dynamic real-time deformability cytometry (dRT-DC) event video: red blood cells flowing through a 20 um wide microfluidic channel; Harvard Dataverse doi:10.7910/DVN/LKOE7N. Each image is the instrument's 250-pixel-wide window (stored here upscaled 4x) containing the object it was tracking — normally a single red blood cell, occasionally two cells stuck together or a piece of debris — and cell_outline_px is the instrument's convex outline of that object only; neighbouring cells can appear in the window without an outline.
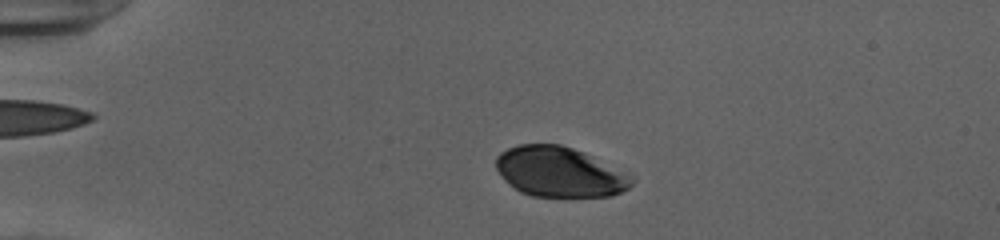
{"species": "human", "species_latin": "Homo sapiens", "temperature_condition": "cold", "stored_images_in_passage": 53, "camera_frame_rate_fps": 3000, "um_per_image_px": 0.085, "donor": {"sex": "female"}, "frame": {"image": 1, "passage_image": 13, "time_ms": 4.0, "image_size_px": [1000, 240], "cell_outline_px": [[636, 180], [628, 188], [612, 196], [532, 196], [520, 192], [496, 168], [496, 156], [500, 152], [508, 148], [520, 144], [560, 144], [584, 152], [628, 172]], "centroid_in_image_um": [47.62, 14.6], "position_along_channel_um": 37.4, "area_um2": 39.42}}
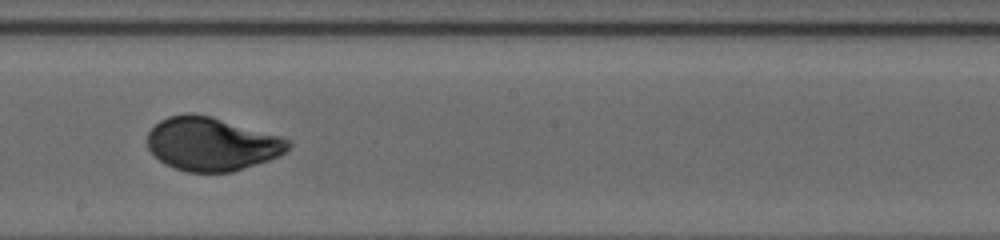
{"frame": {"image": 2, "passage_image": 32, "time_ms": 10.333, "image_size_px": [1000, 240], "cell_outline_px": [[292, 144], [280, 156], [232, 172], [188, 172], [164, 164], [148, 148], [148, 132], [160, 120], [168, 116], [184, 112], [192, 112], [212, 116], [280, 136], [292, 140]], "centroid_in_image_um": [18.0, 12.22], "position_along_channel_um": 230.2, "area_um2": 43.99}}
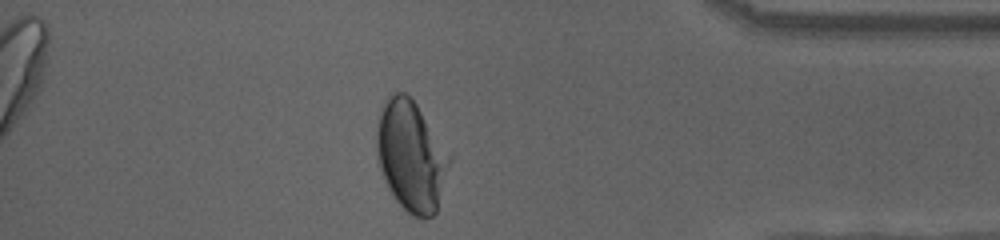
{"frame": {"image": 3, "passage_image": 47, "time_ms": 15.333, "image_size_px": [1000, 240], "cell_outline_px": [[452, 160], [436, 212], [432, 216], [412, 216], [396, 200], [388, 188], [380, 168], [376, 148], [376, 124], [384, 104], [396, 92], [404, 92], [416, 104], [452, 156]], "centroid_in_image_um": [34.96, 13.28], "position_along_channel_um": 400.2, "area_um2": 46.3}, "authors_computed_cell_mechanics": {"area_um2": 43.7546, "velocity_mm_per_s": 3.9093, "shape_relaxation_time_tau1_ms": 3.1789, "shape_relaxation_time_tau2_ms": null, "deformation_change_tau1": 0.1366, "deformation_change_tau2": null}}